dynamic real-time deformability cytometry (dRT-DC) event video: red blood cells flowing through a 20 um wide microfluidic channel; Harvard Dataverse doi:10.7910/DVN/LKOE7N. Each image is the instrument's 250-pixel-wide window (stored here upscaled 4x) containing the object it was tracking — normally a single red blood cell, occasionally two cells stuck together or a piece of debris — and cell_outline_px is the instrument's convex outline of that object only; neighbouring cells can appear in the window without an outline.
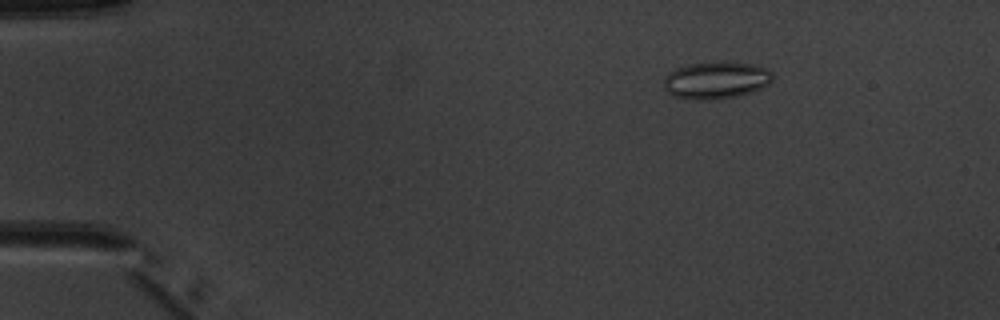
{"species": "common noctule bat (a hibernating species)", "species_latin": "Nyctalus noctula", "temperature_condition": "warm", "stored_images_in_passage": 6, "camera_frame_rate_fps": 3000, "um_per_image_px": 0.085, "animal": {"sex": "male", "body_mass_g": 20.1, "forearm_length_mm": 53.5}, "frame": {"image": 1, "passage_image": 3, "time_ms": 2.333, "image_size_px": [1000, 320], "cell_outline_px": [[772, 80], [768, 84], [752, 92], [736, 96], [716, 100], [696, 100], [672, 96], [664, 88], [664, 76], [668, 72], [676, 68], [692, 64], [716, 60], [728, 60], [752, 64], [768, 68], [772, 72]], "centroid_in_image_um": [60.86, 6.8], "position_along_channel_um": 24.1, "area_um2": 24.16}}